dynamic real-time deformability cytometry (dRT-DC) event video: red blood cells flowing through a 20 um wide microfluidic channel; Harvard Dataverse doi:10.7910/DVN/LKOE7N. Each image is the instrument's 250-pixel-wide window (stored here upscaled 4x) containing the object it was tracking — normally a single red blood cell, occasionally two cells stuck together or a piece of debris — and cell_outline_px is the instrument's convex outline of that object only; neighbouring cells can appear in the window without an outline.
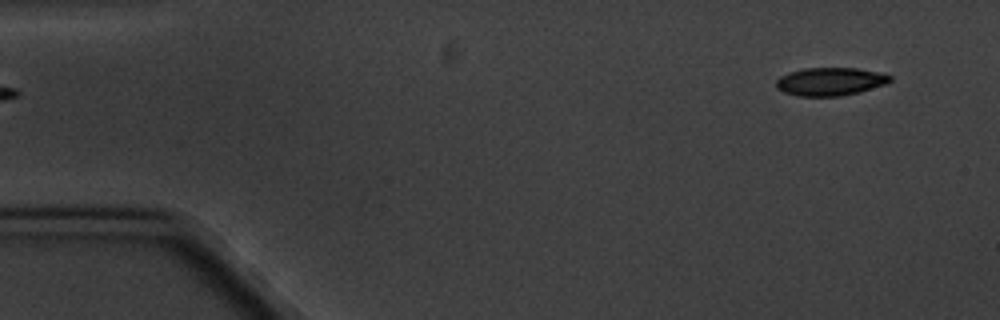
{"species": "common noctule bat (a hibernating species)", "species_latin": "Nyctalus noctula", "temperature_condition": "cold", "stored_images_in_passage": 5, "camera_frame_rate_fps": 3000, "um_per_image_px": 0.085, "animal": {"sex": "male", "body_mass_g": 20.1, "forearm_length_mm": 53.5}, "frame": {"image": 1, "passage_image": 5, "time_ms": 5.667, "image_size_px": [1000, 320], "cell_outline_px": [[892, 80], [884, 84], [856, 92], [840, 96], [800, 96], [784, 92], [776, 88], [776, 80], [780, 76], [788, 72], [804, 68], [856, 68], [880, 72], [892, 76]], "centroid_in_image_um": [70.53, 6.92], "position_along_channel_um": 14.5, "area_um2": 18.5}}